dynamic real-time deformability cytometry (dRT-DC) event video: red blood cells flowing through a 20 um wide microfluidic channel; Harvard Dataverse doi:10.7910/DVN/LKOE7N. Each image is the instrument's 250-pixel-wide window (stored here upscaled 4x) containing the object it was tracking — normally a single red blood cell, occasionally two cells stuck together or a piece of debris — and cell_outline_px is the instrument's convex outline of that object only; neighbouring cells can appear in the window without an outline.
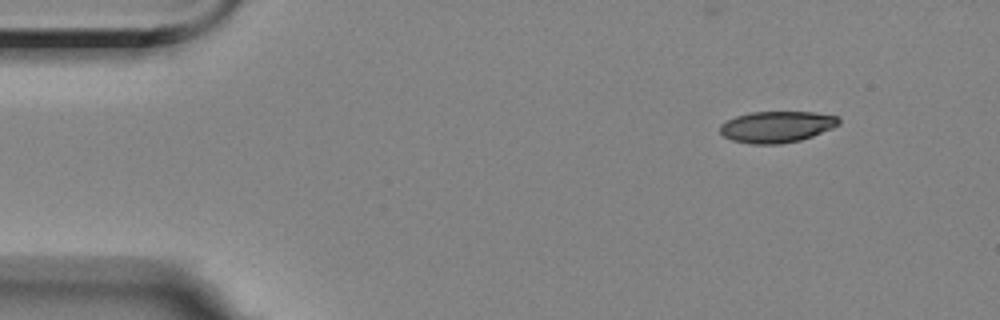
{"species": "Egyptian fruit bat (a non-hibernating species)", "species_latin": "Rousettus aegyptiacus", "temperature_condition": "room temperature", "stored_images_in_passage": 8, "camera_frame_rate_fps": 3000, "um_per_image_px": 0.085, "animal": {"sex": "female"}, "frame": {"image": 1, "passage_image": 1, "time_ms": 0.0, "image_size_px": [1000, 320], "cell_outline_px": [[840, 124], [832, 128], [812, 136], [800, 140], [780, 144], [752, 144], [732, 140], [724, 136], [720, 132], [720, 124], [736, 116], [748, 112], [816, 112], [836, 116], [840, 120]], "centroid_in_image_um": [66.02, 10.77], "position_along_channel_um": 19.0, "area_um2": 21.68}}
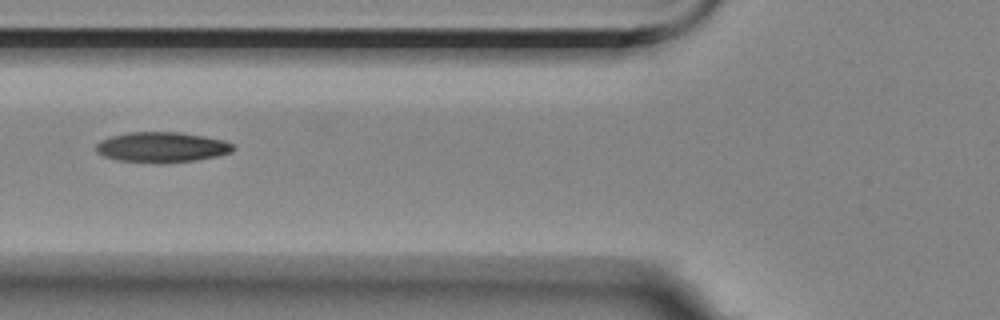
{"frame": {"image": 2, "passage_image": 5, "time_ms": 5.0, "image_size_px": [1000, 320], "cell_outline_px": [[236, 148], [232, 152], [216, 156], [196, 160], [160, 164], [116, 160], [104, 156], [96, 152], [96, 144], [100, 140], [112, 136], [128, 132], [176, 132], [204, 136], [224, 140], [232, 144]], "centroid_in_image_um": [13.74, 12.52], "position_along_channel_um": 112.1, "area_um2": 24.39}}
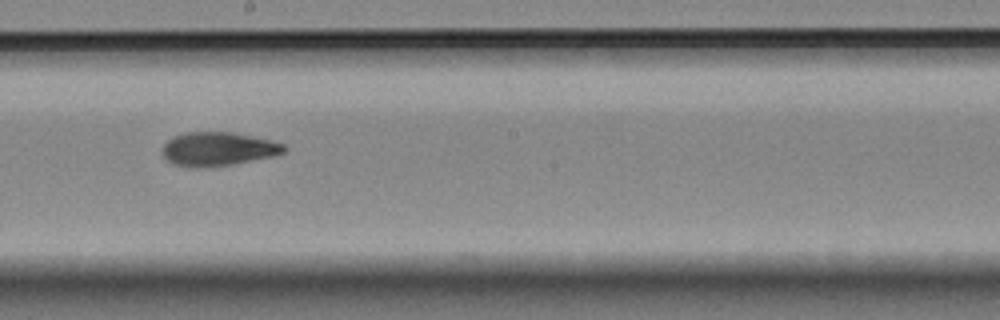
{"frame": {"image": 3, "passage_image": 8, "time_ms": 8.333, "image_size_px": [1000, 320], "cell_outline_px": [[284, 152], [276, 156], [232, 164], [208, 168], [192, 168], [172, 164], [164, 160], [164, 144], [172, 136], [188, 132], [232, 132], [252, 136], [284, 144]], "centroid_in_image_um": [18.5, 12.68], "position_along_channel_um": 229.7, "area_um2": 24.04}}